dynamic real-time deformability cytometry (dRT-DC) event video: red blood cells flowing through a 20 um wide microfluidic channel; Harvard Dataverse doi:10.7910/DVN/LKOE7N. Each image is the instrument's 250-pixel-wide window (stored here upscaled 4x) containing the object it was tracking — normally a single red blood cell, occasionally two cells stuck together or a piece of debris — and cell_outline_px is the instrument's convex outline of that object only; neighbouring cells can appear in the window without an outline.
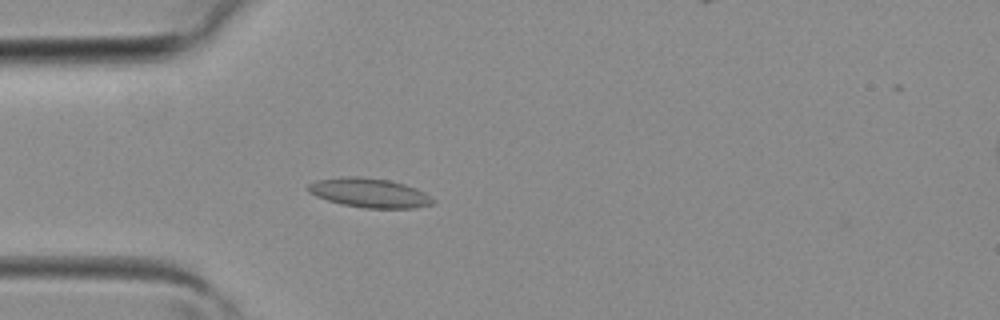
{"species": "common noctule bat (a hibernating species)", "species_latin": "Nyctalus noctula", "temperature_condition": "room temperature", "stored_images_in_passage": 3, "camera_frame_rate_fps": 3000, "um_per_image_px": 0.085, "animal": {"sex": "female", "body_mass_g": 19.3, "forearm_length_mm": 54.1}, "frame": {"image": 1, "passage_image": 2, "time_ms": 0.333, "image_size_px": [1000, 320], "cell_outline_px": [[436, 200], [432, 204], [412, 208], [364, 208], [344, 204], [328, 200], [316, 196], [308, 192], [304, 188], [308, 184], [316, 180], [348, 176], [356, 176], [388, 180], [404, 184], [416, 188], [424, 192]], "centroid_in_image_um": [31.38, 16.39], "position_along_channel_um": 53.6, "area_um2": 21.21}}